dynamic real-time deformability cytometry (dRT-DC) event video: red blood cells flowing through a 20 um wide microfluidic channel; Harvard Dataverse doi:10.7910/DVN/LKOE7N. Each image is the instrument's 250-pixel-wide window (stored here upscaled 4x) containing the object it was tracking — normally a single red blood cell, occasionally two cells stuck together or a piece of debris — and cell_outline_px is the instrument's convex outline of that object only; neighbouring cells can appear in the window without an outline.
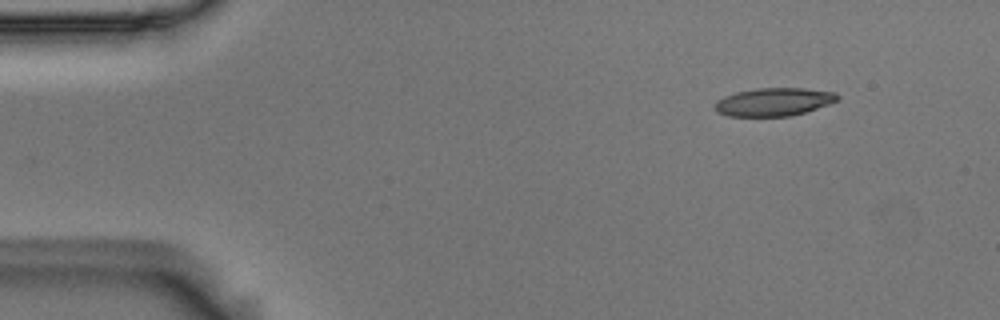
{"species": "Egyptian fruit bat (a non-hibernating species)", "species_latin": "Rousettus aegyptiacus", "temperature_condition": "room temperature", "stored_images_in_passage": 4, "camera_frame_rate_fps": 3000, "um_per_image_px": 0.085, "animal": {"sex": "male"}, "frame": {"image": 1, "passage_image": 1, "time_ms": 0.0, "image_size_px": [1000, 320], "cell_outline_px": [[840, 96], [836, 100], [828, 104], [804, 112], [788, 116], [728, 116], [716, 112], [716, 100], [724, 96], [736, 92], [756, 88], [804, 88], [836, 92]], "centroid_in_image_um": [65.75, 8.65], "position_along_channel_um": 19.2, "area_um2": 19.94}}
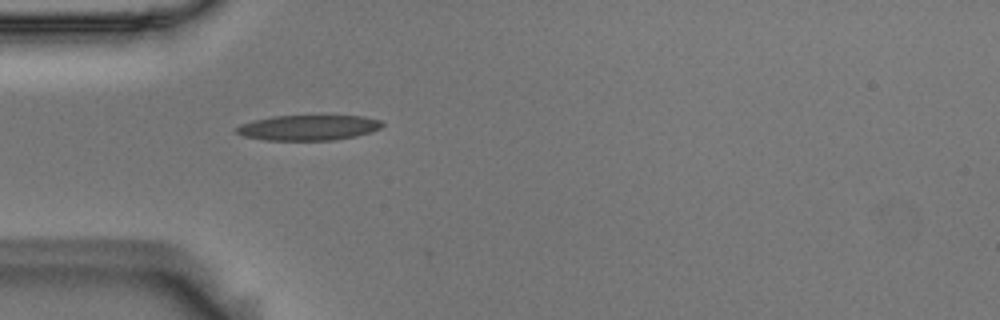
{"frame": {"image": 2, "passage_image": 4, "time_ms": 1.0, "image_size_px": [1000, 320], "cell_outline_px": [[384, 124], [380, 128], [372, 132], [356, 136], [332, 140], [264, 140], [244, 136], [236, 132], [236, 128], [240, 124], [252, 120], [272, 116], [364, 116], [380, 120]], "centroid_in_image_um": [26.21, 10.85], "position_along_channel_um": 58.8, "area_um2": 21.5}}